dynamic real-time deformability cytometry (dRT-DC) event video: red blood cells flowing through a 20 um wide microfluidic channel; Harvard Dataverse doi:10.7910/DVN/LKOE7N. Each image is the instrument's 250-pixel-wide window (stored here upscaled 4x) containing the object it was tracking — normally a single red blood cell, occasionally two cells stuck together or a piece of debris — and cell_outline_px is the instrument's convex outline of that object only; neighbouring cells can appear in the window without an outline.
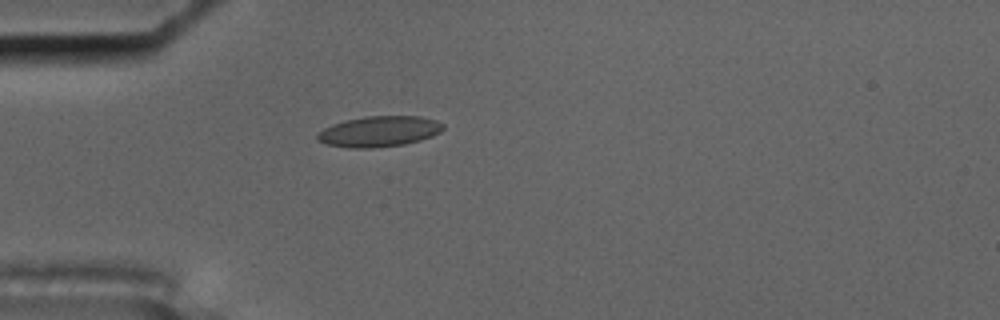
{"species": "common noctule bat (a hibernating species)", "species_latin": "Nyctalus noctula", "temperature_condition": "cold", "stored_images_in_passage": 58, "camera_frame_rate_fps": 3000, "um_per_image_px": 0.085, "animal": {"sex": "male", "body_mass_g": 17.5, "forearm_length_mm": 52.3}, "frame": {"image": 1, "passage_image": 17, "time_ms": 5.333, "image_size_px": [1000, 320], "cell_outline_px": [[444, 128], [440, 132], [432, 136], [420, 140], [404, 144], [372, 148], [352, 148], [328, 144], [316, 140], [316, 132], [332, 124], [344, 120], [364, 116], [420, 116], [436, 120], [444, 124]], "centroid_in_image_um": [32.21, 11.16], "position_along_channel_um": 52.8, "area_um2": 22.6}}
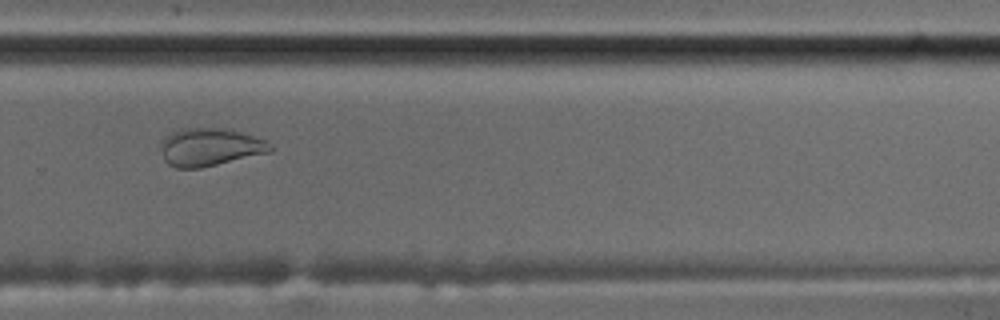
{"frame": {"image": 2, "passage_image": 40, "time_ms": 13.0, "image_size_px": [1000, 320], "cell_outline_px": [[272, 152], [200, 168], [176, 168], [168, 164], [164, 160], [160, 148], [160, 140], [164, 136], [180, 128], [232, 128], [264, 140], [272, 144]], "centroid_in_image_um": [17.83, 12.49], "position_along_channel_um": 312.0, "area_um2": 24.57}}
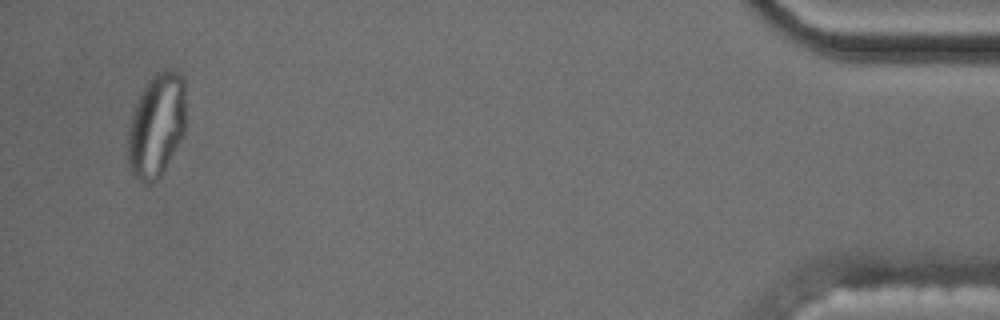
{"frame": {"image": 3, "passage_image": 56, "time_ms": 18.333, "image_size_px": [1000, 320], "cell_outline_px": [[184, 136], [160, 176], [152, 184], [140, 184], [132, 176], [128, 168], [128, 124], [132, 112], [140, 92], [148, 80], [156, 72], [164, 68], [168, 68], [176, 72], [184, 80]], "centroid_in_image_um": [13.26, 10.7], "position_along_channel_um": 421.9, "area_um2": 35.66}, "authors_computed_cell_mechanics": {"area_um2": 21.9062, "velocity_mm_per_s": 3.5083, "shape_relaxation_time_tau1_ms": null, "shape_relaxation_time_tau2_ms": 1.2581, "deformation_change_tau1": null, "deformation_change_tau2": 0.0616}}